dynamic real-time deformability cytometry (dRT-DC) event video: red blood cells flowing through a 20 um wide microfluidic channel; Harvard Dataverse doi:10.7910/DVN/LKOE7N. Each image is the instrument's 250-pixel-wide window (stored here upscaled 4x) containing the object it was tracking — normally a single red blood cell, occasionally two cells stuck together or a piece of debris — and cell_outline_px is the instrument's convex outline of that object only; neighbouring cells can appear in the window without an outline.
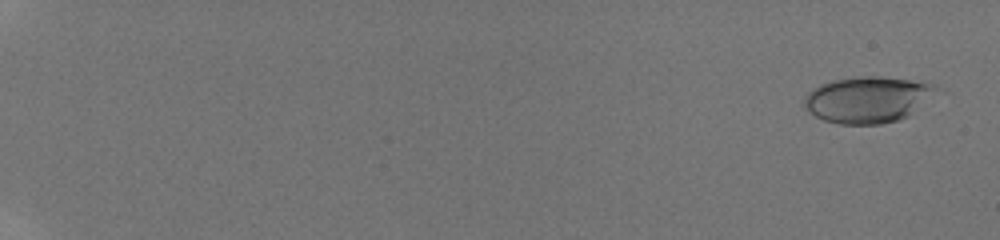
{"species": "human", "species_latin": "Homo sapiens", "temperature_condition": "room temperature", "stored_images_in_passage": 15, "camera_frame_rate_fps": 3000, "um_per_image_px": 0.085, "donor": {"sex": "male"}, "frame": {"image": 1, "passage_image": 2, "time_ms": 0.333, "image_size_px": [1000, 240], "cell_outline_px": [[936, 88], [908, 116], [900, 120], [880, 124], [840, 124], [824, 120], [808, 112], [804, 104], [804, 100], [808, 92], [820, 84], [832, 80], [856, 76], [880, 76], [936, 84]], "centroid_in_image_um": [73.66, 8.46], "position_along_channel_um": 11.3, "area_um2": 34.97}}
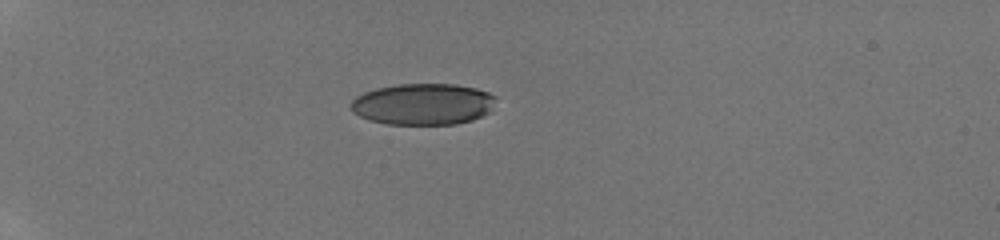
{"frame": {"image": 2, "passage_image": 12, "time_ms": 5.667, "image_size_px": [1000, 240], "cell_outline_px": [[496, 96], [488, 112], [472, 120], [456, 124], [388, 124], [368, 120], [352, 112], [348, 104], [356, 96], [364, 92], [376, 88], [400, 84], [456, 84], [476, 88], [488, 92]], "centroid_in_image_um": [35.91, 8.85], "position_along_channel_um": 49.1, "area_um2": 35.03}}
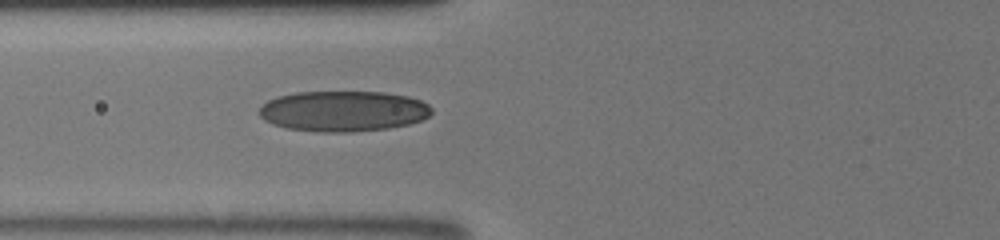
{"frame": {"image": 3, "passage_image": 15, "time_ms": 8.0, "image_size_px": [1000, 240], "cell_outline_px": [[432, 112], [428, 116], [420, 120], [408, 124], [388, 128], [348, 132], [320, 132], [288, 128], [272, 124], [264, 120], [260, 116], [260, 108], [268, 100], [280, 96], [296, 92], [384, 92], [408, 96], [420, 100], [428, 104], [432, 108]], "centroid_in_image_um": [29.19, 9.44], "position_along_channel_um": 96.6, "area_um2": 40.63}}